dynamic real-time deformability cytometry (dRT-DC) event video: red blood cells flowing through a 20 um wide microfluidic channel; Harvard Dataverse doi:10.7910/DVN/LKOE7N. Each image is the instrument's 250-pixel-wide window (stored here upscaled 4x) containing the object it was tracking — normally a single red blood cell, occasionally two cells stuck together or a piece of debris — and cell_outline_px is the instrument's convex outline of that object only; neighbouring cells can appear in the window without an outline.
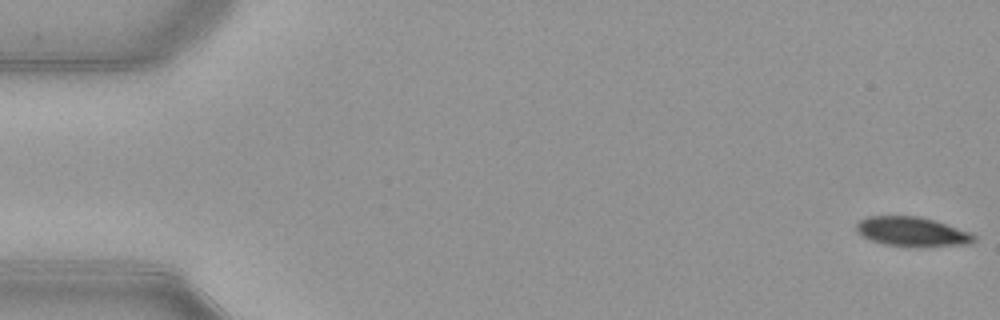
{"species": "common noctule bat (a hibernating species)", "species_latin": "Nyctalus noctula", "temperature_condition": "warm", "stored_images_in_passage": 53, "camera_frame_rate_fps": 3000, "um_per_image_px": 0.085, "animal": {"sex": "female", "body_mass_g": 21.9}, "frame": {"image": 1, "passage_image": 1, "time_ms": 0.0, "image_size_px": [1000, 320], "cell_outline_px": [[976, 240], [968, 244], [924, 248], [916, 248], [884, 244], [872, 240], [856, 232], [856, 224], [860, 220], [868, 216], [920, 216], [972, 232], [976, 236]], "centroid_in_image_um": [77.57, 19.71], "position_along_channel_um": 7.4, "area_um2": 20.58}}
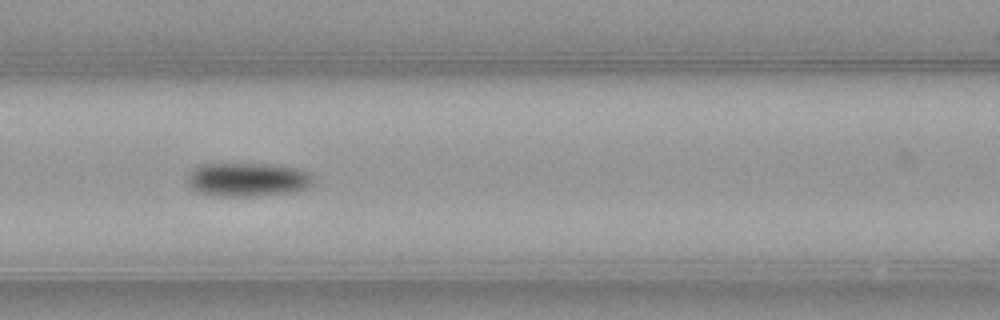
{"frame": {"image": 2, "passage_image": 23, "time_ms": 7.333, "image_size_px": [1000, 320], "cell_outline_px": [[316, 180], [308, 188], [296, 192], [252, 196], [212, 196], [196, 192], [188, 184], [188, 172], [192, 168], [200, 164], [272, 164], [300, 168], [316, 176]], "centroid_in_image_um": [21.09, 15.26], "position_along_channel_um": 145.5, "area_um2": 25.43}}
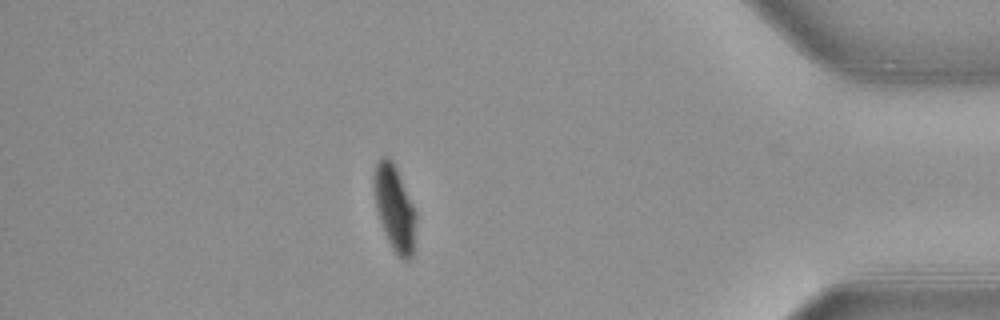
{"frame": {"image": 3, "passage_image": 46, "time_ms": 15.0, "image_size_px": [1000, 320], "cell_outline_px": [[416, 220], [412, 256], [408, 260], [404, 260], [392, 248], [384, 232], [376, 208], [372, 184], [372, 176], [376, 164], [380, 156], [388, 156], [392, 160], [396, 168], [416, 212]], "centroid_in_image_um": [33.51, 17.63], "position_along_channel_um": 401.7, "area_um2": 20.81}, "authors_computed_cell_mechanics": {"area_um2": 22.1952, "velocity_mm_per_s": 3.9185, "shape_relaxation_time_tau1_ms": 3.3276, "shape_relaxation_time_tau2_ms": null, "deformation_change_tau1": 0.1444, "deformation_change_tau2": null}}